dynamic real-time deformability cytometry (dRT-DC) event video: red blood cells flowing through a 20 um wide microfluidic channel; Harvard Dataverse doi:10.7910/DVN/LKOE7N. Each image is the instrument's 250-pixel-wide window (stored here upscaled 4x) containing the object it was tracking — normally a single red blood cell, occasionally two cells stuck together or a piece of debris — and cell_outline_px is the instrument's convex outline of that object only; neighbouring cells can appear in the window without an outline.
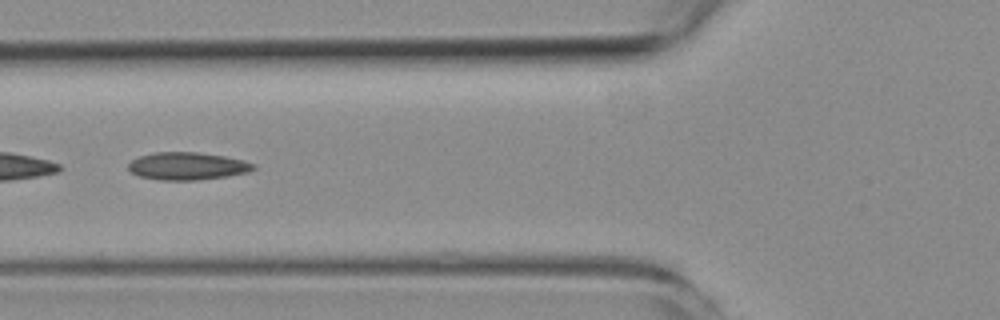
{"species": "common noctule bat (a hibernating species)", "species_latin": "Nyctalus noctula", "temperature_condition": "room temperature", "stored_images_in_passage": 8, "camera_frame_rate_fps": 3000, "um_per_image_px": 0.085, "animal": {"sex": "female", "body_mass_g": 19.3, "forearm_length_mm": 54.1}, "frame": {"image": 1, "passage_image": 6, "time_ms": 6.0, "image_size_px": [1000, 320], "cell_outline_px": [[256, 168], [248, 172], [228, 176], [200, 180], [160, 180], [140, 176], [132, 172], [128, 168], [128, 164], [132, 160], [140, 156], [152, 152], [196, 152], [224, 156], [244, 160], [256, 164]], "centroid_in_image_um": [15.95, 14.11], "position_along_channel_um": 109.8, "area_um2": 20.17}}
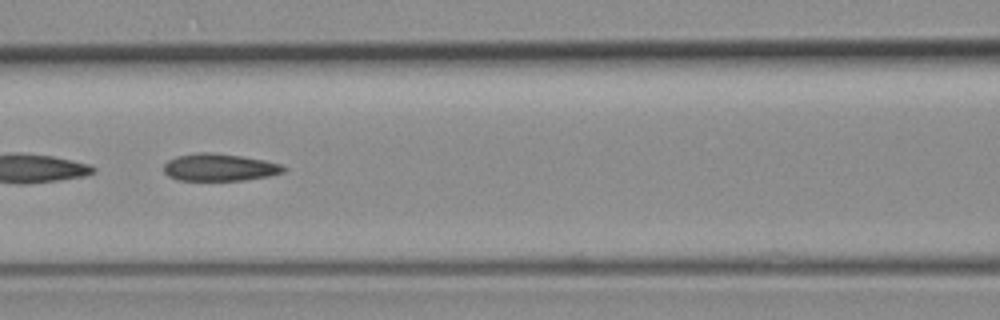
{"frame": {"image": 2, "passage_image": 7, "time_ms": 7.0, "image_size_px": [1000, 320], "cell_outline_px": [[288, 168], [284, 172], [268, 176], [244, 180], [176, 180], [168, 176], [164, 172], [164, 164], [168, 160], [176, 156], [200, 152], [212, 152], [240, 156], [264, 160], [280, 164]], "centroid_in_image_um": [18.64, 14.22], "position_along_channel_um": 148.0, "area_um2": 19.07}}
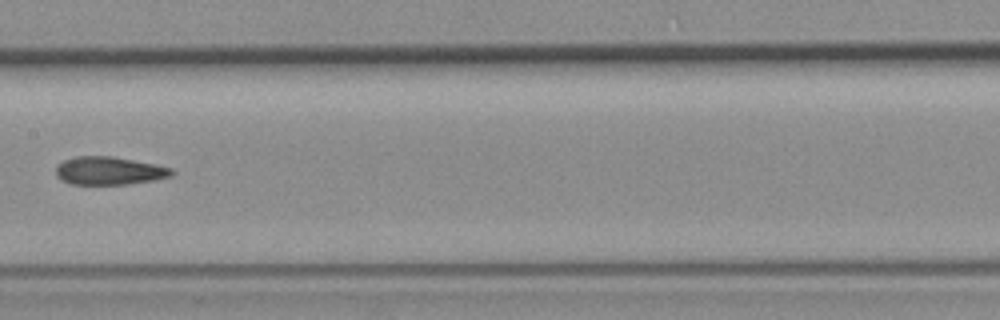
{"frame": {"image": 3, "passage_image": 8, "time_ms": 8.333, "image_size_px": [1000, 320], "cell_outline_px": [[176, 172], [172, 176], [152, 180], [128, 184], [68, 184], [60, 180], [56, 176], [56, 164], [64, 160], [76, 156], [112, 156], [156, 164], [172, 168]], "centroid_in_image_um": [9.26, 14.51], "position_along_channel_um": 198.1, "area_um2": 19.13}}